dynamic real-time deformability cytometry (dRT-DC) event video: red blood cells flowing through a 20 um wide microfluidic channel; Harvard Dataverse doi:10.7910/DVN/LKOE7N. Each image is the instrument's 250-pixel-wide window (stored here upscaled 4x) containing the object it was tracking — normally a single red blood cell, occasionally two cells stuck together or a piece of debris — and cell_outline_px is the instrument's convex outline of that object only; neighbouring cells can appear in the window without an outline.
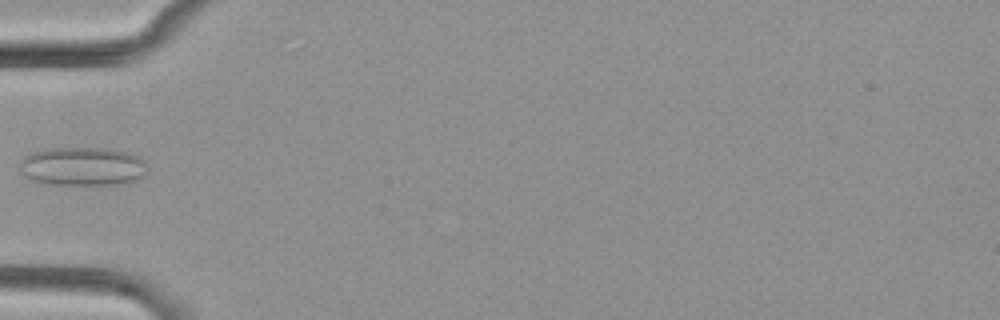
{"species": "common noctule bat (a hibernating species)", "species_latin": "Nyctalus noctula", "temperature_condition": "cold", "stored_images_in_passage": 36, "camera_frame_rate_fps": 3000, "um_per_image_px": 0.085, "animal": {"sex": "female", "body_mass_g": 29.2, "forearm_length_mm": 56.3}, "frame": {"image": 1, "passage_image": 1, "time_ms": 0.0, "image_size_px": [1000, 320], "cell_outline_px": [[148, 172], [144, 176], [128, 184], [44, 184], [32, 180], [24, 176], [20, 172], [20, 160], [24, 156], [32, 152], [44, 148], [108, 148], [128, 152], [140, 156], [144, 160]], "centroid_in_image_um": [7.03, 14.14], "position_along_channel_um": 78.0, "area_um2": 29.3}}
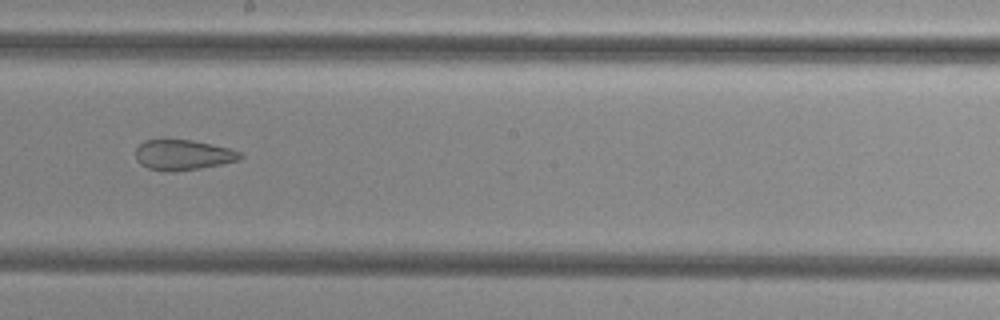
{"frame": {"image": 2, "passage_image": 13, "time_ms": 4.0, "image_size_px": [1000, 320], "cell_outline_px": [[244, 156], [240, 160], [224, 164], [200, 168], [172, 172], [164, 172], [148, 168], [140, 164], [136, 160], [136, 148], [144, 140], [160, 136], [164, 136], [192, 140], [228, 148], [240, 152]], "centroid_in_image_um": [15.5, 13.13], "position_along_channel_um": 232.7, "area_um2": 19.31}}
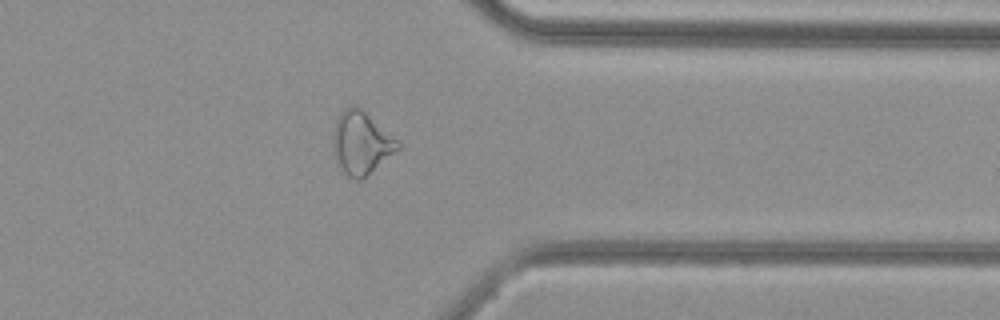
{"frame": {"image": 3, "passage_image": 25, "time_ms": 8.0, "image_size_px": [1000, 320], "cell_outline_px": [[400, 148], [360, 180], [356, 180], [348, 176], [340, 168], [336, 160], [332, 144], [332, 132], [340, 112], [348, 104], [356, 104], [396, 140], [400, 144]], "centroid_in_image_um": [30.64, 12.12], "position_along_channel_um": 380.8, "area_um2": 23.29}}